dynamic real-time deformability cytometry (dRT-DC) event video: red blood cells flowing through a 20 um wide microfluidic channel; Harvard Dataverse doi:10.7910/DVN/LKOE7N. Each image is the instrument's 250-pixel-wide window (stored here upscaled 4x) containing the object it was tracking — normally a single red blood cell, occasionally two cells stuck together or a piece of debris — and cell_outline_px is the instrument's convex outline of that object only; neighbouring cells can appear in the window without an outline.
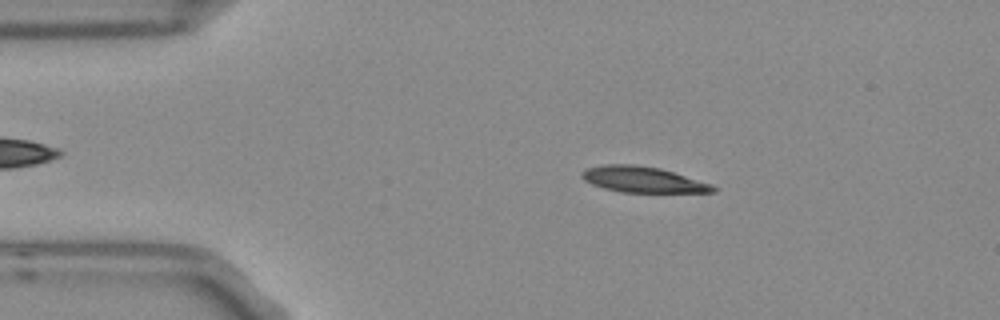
{"species": "Egyptian fruit bat (a non-hibernating species)", "species_latin": "Rousettus aegyptiacus", "temperature_condition": "room temperature", "stored_images_in_passage": 3, "camera_frame_rate_fps": 3000, "um_per_image_px": 0.085, "frame": {"image": 1, "passage_image": 2, "time_ms": 0.333, "image_size_px": [1000, 320], "cell_outline_px": [[716, 192], [620, 192], [604, 188], [592, 184], [584, 180], [580, 176], [580, 172], [584, 168], [604, 164], [632, 164], [660, 168], [712, 184], [716, 188]], "centroid_in_image_um": [54.58, 15.25], "position_along_channel_um": 30.4, "area_um2": 19.77}}